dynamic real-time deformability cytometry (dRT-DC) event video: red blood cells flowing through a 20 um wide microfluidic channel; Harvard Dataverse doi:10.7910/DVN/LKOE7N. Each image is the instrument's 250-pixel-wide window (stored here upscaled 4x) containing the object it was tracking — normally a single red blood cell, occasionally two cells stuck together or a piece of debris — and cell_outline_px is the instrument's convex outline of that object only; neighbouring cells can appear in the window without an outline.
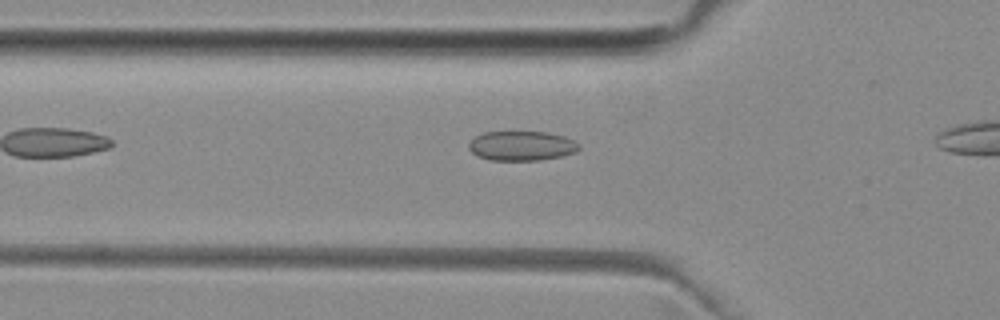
{"species": "common noctule bat (a hibernating species)", "species_latin": "Nyctalus noctula", "temperature_condition": "room temperature", "stored_images_in_passage": 26, "camera_frame_rate_fps": 3000, "um_per_image_px": 0.085, "animal": {"sex": "female", "body_mass_g": 29.2, "forearm_length_mm": 56.3}, "frame": {"image": 1, "passage_image": 2, "time_ms": 0.333, "image_size_px": [1000, 320], "cell_outline_px": [[580, 148], [576, 152], [560, 156], [540, 160], [488, 160], [476, 156], [468, 148], [468, 144], [476, 136], [484, 132], [548, 132], [564, 136], [580, 144]], "centroid_in_image_um": [44.33, 12.4], "position_along_channel_um": 81.5, "area_um2": 19.02}}
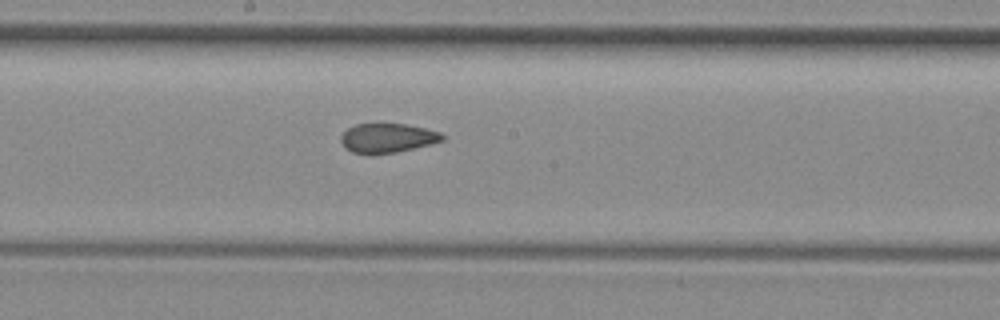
{"frame": {"image": 2, "passage_image": 12, "time_ms": 3.667, "image_size_px": [1000, 320], "cell_outline_px": [[444, 140], [396, 152], [368, 156], [352, 152], [344, 148], [340, 140], [340, 136], [348, 128], [356, 124], [404, 124], [424, 128], [440, 132], [444, 136]], "centroid_in_image_um": [32.86, 11.75], "position_along_channel_um": 215.3, "area_um2": 17.4}}
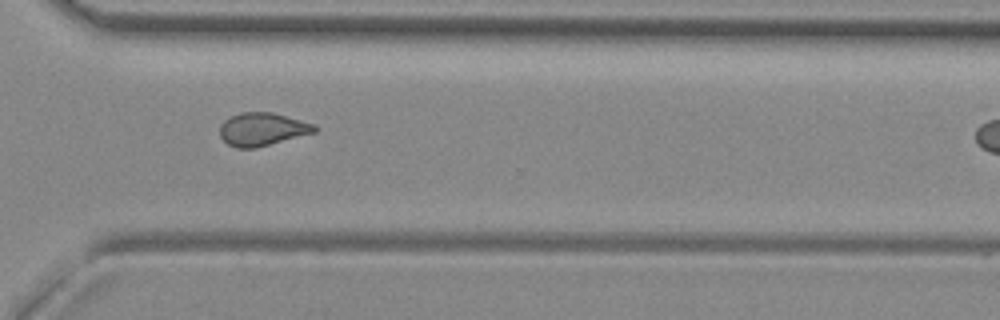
{"frame": {"image": 3, "passage_image": 22, "time_ms": 7.0, "image_size_px": [1000, 320], "cell_outline_px": [[320, 128], [316, 132], [256, 148], [236, 148], [228, 144], [220, 136], [220, 124], [224, 120], [240, 112], [272, 112], [316, 124]], "centroid_in_image_um": [22.32, 10.98], "position_along_channel_um": 348.3, "area_um2": 18.38}}